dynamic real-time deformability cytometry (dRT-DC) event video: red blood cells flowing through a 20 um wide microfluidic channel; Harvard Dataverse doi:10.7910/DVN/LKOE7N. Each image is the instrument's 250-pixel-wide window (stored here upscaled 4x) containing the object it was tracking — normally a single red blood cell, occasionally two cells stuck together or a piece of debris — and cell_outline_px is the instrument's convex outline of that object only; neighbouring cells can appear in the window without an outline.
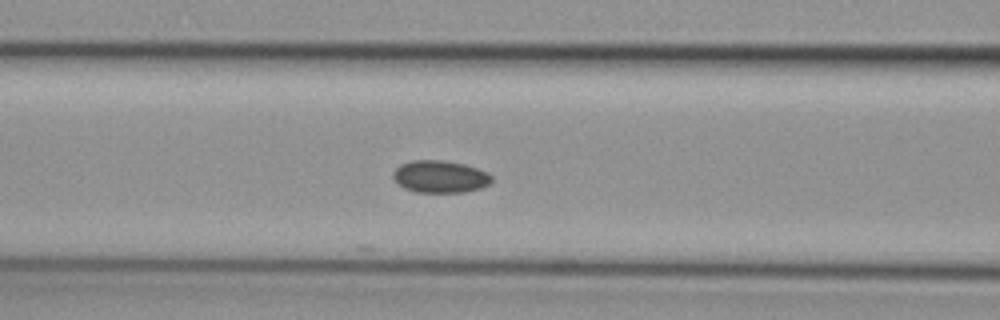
{"species": "common noctule bat (a hibernating species)", "species_latin": "Nyctalus noctula", "temperature_condition": "cold", "stored_images_in_passage": 4, "camera_frame_rate_fps": 3000, "um_per_image_px": 0.085, "animal": {"sex": "female", "body_mass_g": 29.2, "forearm_length_mm": 56.3}, "frame": {"image": 1, "passage_image": 4, "time_ms": 1.0, "image_size_px": [1000, 320], "cell_outline_px": [[492, 180], [488, 184], [480, 188], [464, 192], [416, 192], [404, 188], [392, 176], [392, 172], [400, 164], [412, 160], [444, 160], [464, 164], [488, 172], [492, 176]], "centroid_in_image_um": [37.4, 15.0], "position_along_channel_um": 129.2, "area_um2": 18.5}}